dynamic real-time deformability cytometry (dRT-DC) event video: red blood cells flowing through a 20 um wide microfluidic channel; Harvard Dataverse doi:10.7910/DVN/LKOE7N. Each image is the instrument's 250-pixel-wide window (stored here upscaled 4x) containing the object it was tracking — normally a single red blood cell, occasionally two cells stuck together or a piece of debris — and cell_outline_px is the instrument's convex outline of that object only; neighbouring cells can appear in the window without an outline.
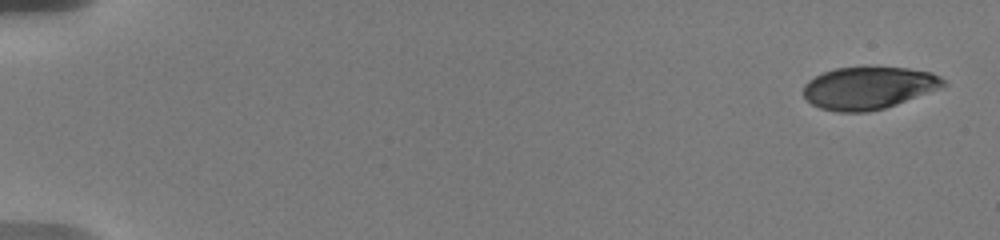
{"species": "human", "species_latin": "Homo sapiens", "temperature_condition": "warm", "stored_images_in_passage": 25, "camera_frame_rate_fps": 3000, "um_per_image_px": 0.085, "donor": {"sex": "male"}, "frame": {"image": 1, "passage_image": 1, "time_ms": 0.0, "image_size_px": [1000, 240], "cell_outline_px": [[948, 84], [940, 88], [896, 104], [884, 108], [868, 112], [836, 112], [820, 108], [812, 104], [804, 96], [804, 84], [808, 80], [824, 72], [836, 68], [908, 68], [932, 72], [948, 80]], "centroid_in_image_um": [73.85, 7.48], "position_along_channel_um": 11.1, "area_um2": 34.39}}
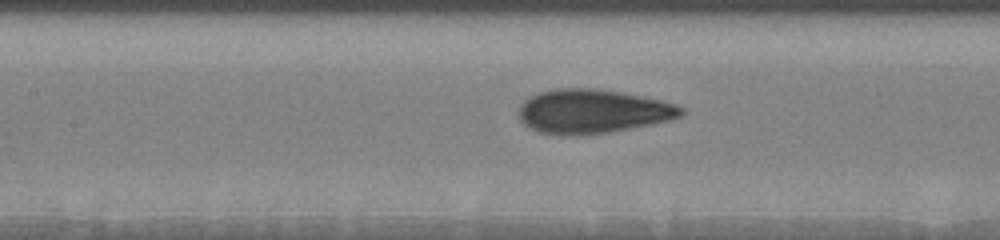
{"frame": {"image": 2, "passage_image": 15, "time_ms": 8.667, "image_size_px": [1000, 240], "cell_outline_px": [[684, 112], [680, 116], [672, 120], [612, 132], [572, 136], [564, 136], [536, 132], [528, 128], [520, 120], [520, 104], [528, 96], [540, 92], [556, 88], [596, 88], [620, 92], [660, 100], [676, 104], [684, 108]], "centroid_in_image_um": [50.35, 9.48], "position_along_channel_um": 157.1, "area_um2": 42.08}}
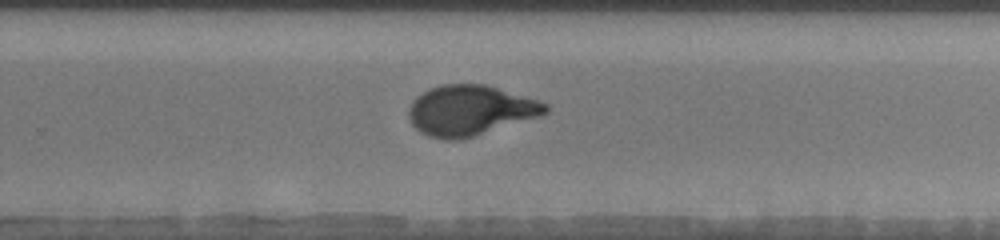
{"frame": {"image": 3, "passage_image": 25, "time_ms": 12.333, "image_size_px": [1000, 240], "cell_outline_px": [[548, 112], [540, 116], [472, 136], [452, 140], [444, 140], [428, 136], [420, 132], [412, 124], [408, 116], [408, 108], [416, 96], [428, 88], [440, 84], [484, 84], [536, 100], [548, 104]], "centroid_in_image_um": [39.91, 9.37], "position_along_channel_um": 289.9, "area_um2": 39.65}}